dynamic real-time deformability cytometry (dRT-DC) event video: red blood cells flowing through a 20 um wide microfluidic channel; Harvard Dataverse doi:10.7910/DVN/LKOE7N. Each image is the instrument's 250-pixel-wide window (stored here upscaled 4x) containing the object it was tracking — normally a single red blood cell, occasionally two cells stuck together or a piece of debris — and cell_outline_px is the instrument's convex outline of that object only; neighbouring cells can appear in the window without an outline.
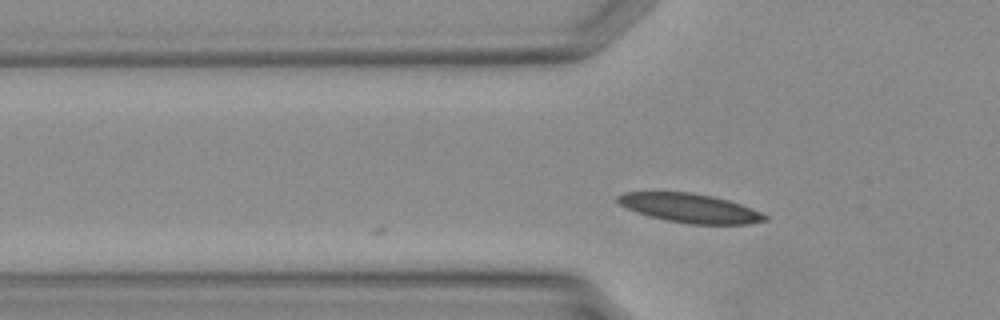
{"species": "Egyptian fruit bat (a non-hibernating species)", "species_latin": "Rousettus aegyptiacus", "temperature_condition": "warm", "stored_images_in_passage": 4, "camera_frame_rate_fps": 3000, "um_per_image_px": 0.085, "animal": {"sex": "female"}, "frame": {"image": 1, "passage_image": 4, "time_ms": 1.0, "image_size_px": [1000, 320], "cell_outline_px": [[768, 220], [748, 224], [692, 224], [668, 220], [648, 216], [636, 212], [620, 204], [616, 200], [616, 196], [624, 192], [688, 192], [712, 196], [728, 200], [752, 208], [768, 216]], "centroid_in_image_um": [58.65, 17.69], "position_along_channel_um": 67.2, "area_um2": 24.74}}